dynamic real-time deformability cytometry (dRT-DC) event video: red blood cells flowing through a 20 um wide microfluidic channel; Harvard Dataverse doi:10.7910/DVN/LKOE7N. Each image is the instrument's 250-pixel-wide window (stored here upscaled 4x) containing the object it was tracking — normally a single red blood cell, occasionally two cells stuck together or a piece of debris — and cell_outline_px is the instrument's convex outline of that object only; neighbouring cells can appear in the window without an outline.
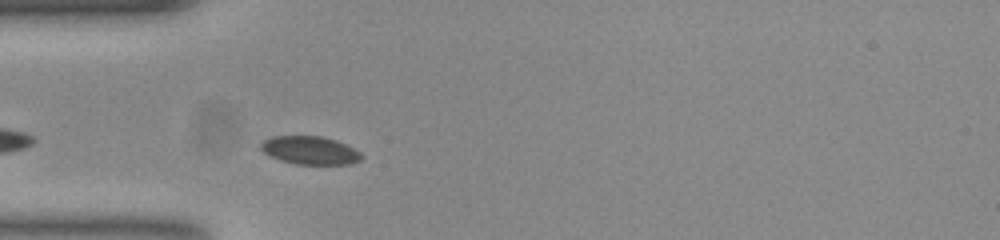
{"species": "common noctule bat (a hibernating species)", "species_latin": "Nyctalus noctula", "temperature_condition": "room temperature", "stored_images_in_passage": 41, "camera_frame_rate_fps": 3000, "um_per_image_px": 0.085, "animal": {"sex": "female", "body_mass_g": 23.0, "forearm_length_mm": 53.4}, "frame": {"image": 1, "passage_image": 4, "time_ms": 1.0, "image_size_px": [1000, 240], "cell_outline_px": [[360, 160], [348, 164], [296, 164], [280, 160], [264, 152], [260, 148], [260, 144], [264, 140], [272, 136], [320, 136], [336, 140], [360, 152]], "centroid_in_image_um": [26.31, 12.77], "position_along_channel_um": 58.7, "area_um2": 16.24}}
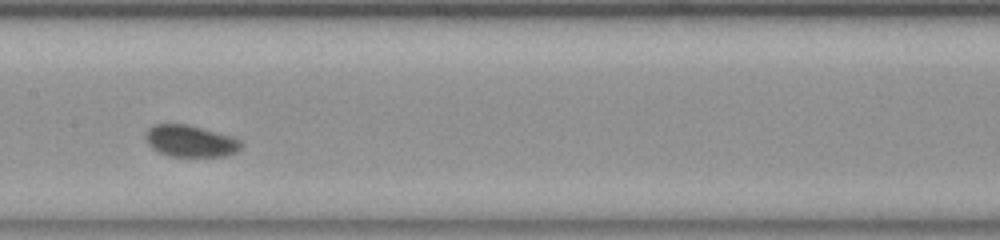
{"frame": {"image": 2, "passage_image": 15, "time_ms": 4.667, "image_size_px": [1000, 240], "cell_outline_px": [[240, 148], [236, 152], [224, 156], [172, 156], [160, 152], [152, 148], [148, 144], [148, 128], [156, 124], [188, 124], [228, 136], [240, 140]], "centroid_in_image_um": [16.18, 11.99], "position_along_channel_um": 191.2, "area_um2": 17.05}}
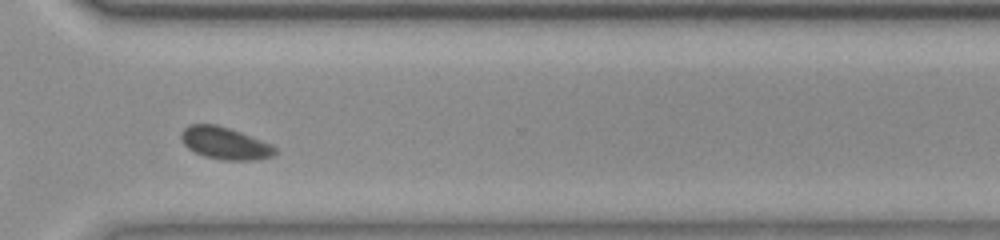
{"frame": {"image": 3, "passage_image": 28, "time_ms": 9.0, "image_size_px": [1000, 240], "cell_outline_px": [[276, 152], [272, 156], [252, 160], [224, 160], [204, 156], [188, 148], [180, 140], [180, 132], [188, 124], [216, 124], [240, 132], [272, 144], [276, 148]], "centroid_in_image_um": [19.08, 12.16], "position_along_channel_um": 351.5, "area_um2": 17.57}}